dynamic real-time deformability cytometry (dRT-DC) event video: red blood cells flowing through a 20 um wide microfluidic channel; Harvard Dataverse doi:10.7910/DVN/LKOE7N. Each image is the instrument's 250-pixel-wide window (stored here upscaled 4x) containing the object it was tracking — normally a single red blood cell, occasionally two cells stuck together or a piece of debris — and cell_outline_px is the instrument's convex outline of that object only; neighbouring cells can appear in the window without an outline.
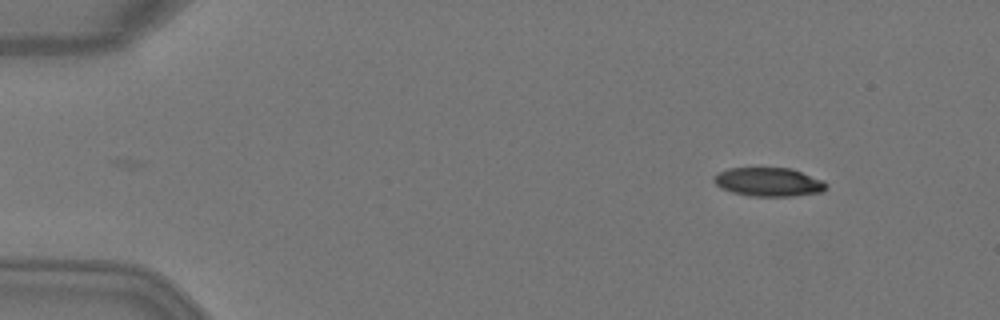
{"species": "Egyptian fruit bat (a non-hibernating species)", "species_latin": "Rousettus aegyptiacus", "temperature_condition": "warm", "stored_images_in_passage": 5, "camera_frame_rate_fps": 3000, "um_per_image_px": 0.085, "animal": {"sex": "female"}, "frame": {"image": 1, "passage_image": 1, "time_ms": 0.0, "image_size_px": [1000, 320], "cell_outline_px": [[828, 188], [824, 192], [792, 196], [752, 196], [732, 192], [720, 188], [712, 180], [712, 176], [728, 168], [792, 168], [824, 180], [828, 184]], "centroid_in_image_um": [65.37, 15.47], "position_along_channel_um": 19.6, "area_um2": 19.07}}